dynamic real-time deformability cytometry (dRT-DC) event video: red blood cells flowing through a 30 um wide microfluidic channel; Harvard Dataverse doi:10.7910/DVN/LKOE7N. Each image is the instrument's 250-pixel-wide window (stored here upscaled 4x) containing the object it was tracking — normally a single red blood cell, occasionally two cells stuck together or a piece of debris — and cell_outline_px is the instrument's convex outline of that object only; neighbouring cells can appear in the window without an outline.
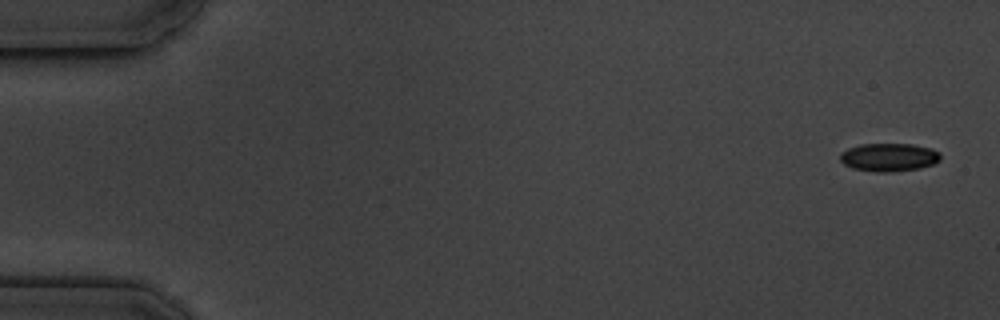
{"species": "common noctule bat (a hibernating species)", "species_latin": "Nyctalus noctula", "temperature_condition": "cold", "stored_images_in_passage": 16, "camera_frame_rate_fps": 3000, "um_per_image_px": 0.085, "animal": {"sex": "male", "body_mass_g": 19.5, "forearm_length_mm": 54.6}, "frame": {"image": 1, "passage_image": 1, "time_ms": 0.0, "image_size_px": [1000, 320], "cell_outline_px": [[940, 160], [932, 164], [920, 168], [888, 172], [876, 172], [852, 168], [844, 164], [840, 160], [840, 152], [848, 148], [860, 144], [912, 144], [932, 148], [940, 152]], "centroid_in_image_um": [75.55, 13.36], "position_along_channel_um": 9.4, "area_um2": 16.53}}
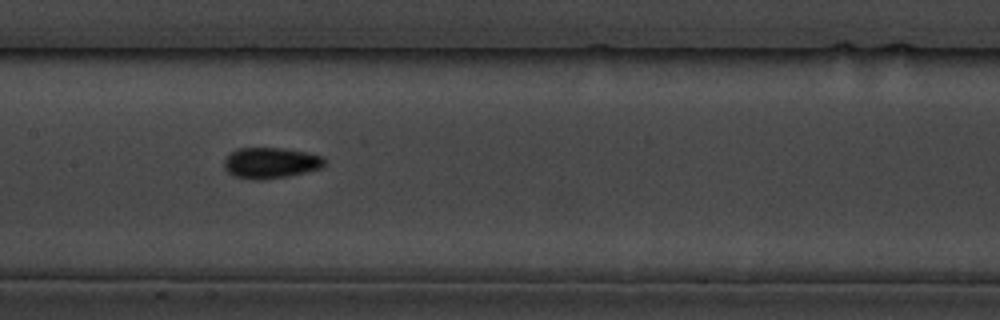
{"frame": {"image": 2, "passage_image": 8, "time_ms": 8.667, "image_size_px": [1000, 320], "cell_outline_px": [[324, 164], [320, 168], [288, 176], [260, 180], [256, 180], [232, 176], [224, 168], [224, 160], [236, 148], [284, 148], [308, 152], [324, 156]], "centroid_in_image_um": [22.99, 13.84], "position_along_channel_um": 184.4, "area_um2": 18.09}}
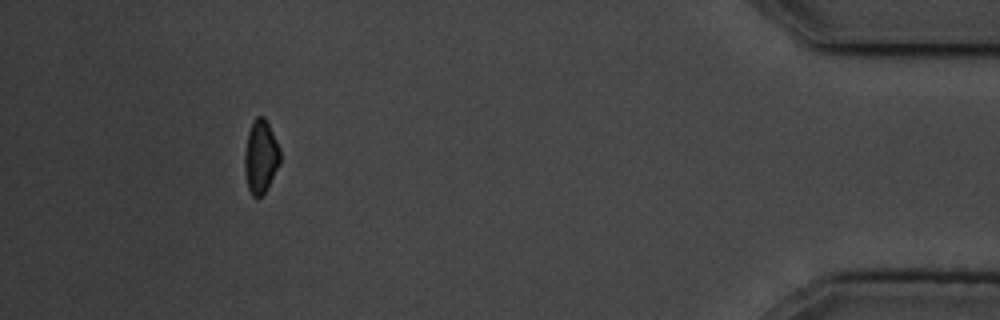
{"frame": {"image": 3, "passage_image": 15, "time_ms": 16.667, "image_size_px": [1000, 320], "cell_outline_px": [[280, 160], [268, 188], [260, 196], [252, 196], [248, 188], [244, 172], [244, 152], [248, 132], [252, 120], [256, 116], [264, 116], [280, 148]], "centroid_in_image_um": [22.13, 13.3], "position_along_channel_um": 413.1, "area_um2": 15.14}, "authors_computed_cell_mechanics": {"area_um2": 16.5597, "velocity_mm_per_s": 3.5848, "shape_relaxation_time_tau1_ms": 1.6328, "shape_relaxation_time_tau2_ms": 3.7762, "deformation_change_tau1": 0.0683, "deformation_change_tau2": 0.0629}}